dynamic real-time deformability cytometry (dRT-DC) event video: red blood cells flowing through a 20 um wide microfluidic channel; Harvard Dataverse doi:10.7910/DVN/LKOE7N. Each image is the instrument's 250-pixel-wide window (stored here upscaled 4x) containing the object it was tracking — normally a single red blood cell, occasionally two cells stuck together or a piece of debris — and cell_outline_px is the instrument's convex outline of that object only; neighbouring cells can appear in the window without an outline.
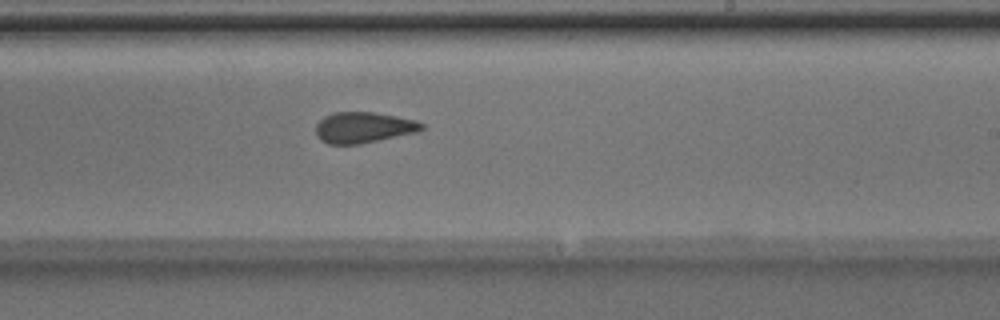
{"species": "Egyptian fruit bat (a non-hibernating species)", "species_latin": "Rousettus aegyptiacus", "temperature_condition": "room temperature", "stored_images_in_passage": 17, "camera_frame_rate_fps": 3000, "um_per_image_px": 0.085, "animal": {"sex": "male"}, "frame": {"image": 1, "passage_image": 16, "time_ms": 5.0, "image_size_px": [1000, 320], "cell_outline_px": [[424, 128], [416, 132], [380, 140], [360, 144], [328, 144], [320, 140], [316, 136], [316, 124], [324, 116], [332, 112], [376, 112], [416, 120], [424, 124]], "centroid_in_image_um": [30.87, 10.83], "position_along_channel_um": 258.1, "area_um2": 19.19}}